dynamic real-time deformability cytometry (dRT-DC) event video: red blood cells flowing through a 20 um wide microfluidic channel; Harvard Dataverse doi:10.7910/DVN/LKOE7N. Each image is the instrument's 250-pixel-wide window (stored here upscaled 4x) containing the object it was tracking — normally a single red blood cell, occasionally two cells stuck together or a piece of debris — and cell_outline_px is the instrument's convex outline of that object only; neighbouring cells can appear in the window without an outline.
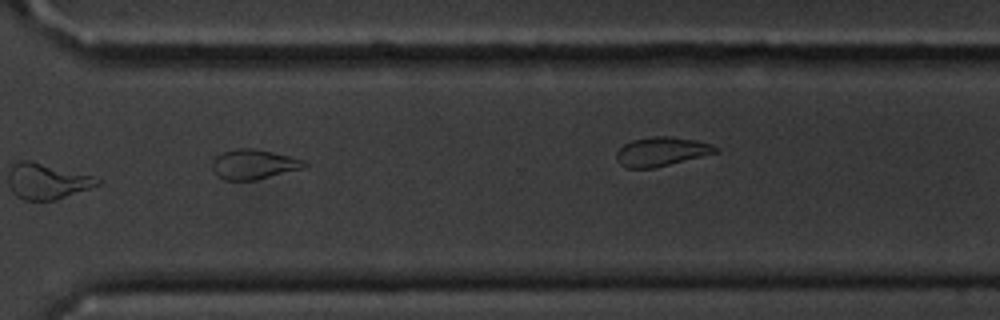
{"species": "common noctule bat (a hibernating species)", "species_latin": "Nyctalus noctula", "temperature_condition": "cold", "stored_images_in_passage": 16, "camera_frame_rate_fps": 3000, "um_per_image_px": 0.085, "animal": {"sex": "male", "body_mass_g": 20.1, "forearm_length_mm": 53.5}, "frame": {"image": 1, "passage_image": 12, "time_ms": 13.667, "image_size_px": [1000, 320], "cell_outline_px": [[308, 164], [304, 168], [256, 180], [224, 180], [212, 168], [212, 160], [220, 152], [236, 148], [252, 148], [288, 156], [304, 160]], "centroid_in_image_um": [21.55, 13.96], "position_along_channel_um": 349.1, "area_um2": 15.9}, "authors_computed_cell_mechanics": {"area_um2": 19.652, "velocity_mm_per_s": 3.6083, "shape_relaxation_time_tau1_ms": null, "shape_relaxation_time_tau2_ms": 1.5004, "deformation_change_tau1": null, "deformation_change_tau2": 0.0653}}